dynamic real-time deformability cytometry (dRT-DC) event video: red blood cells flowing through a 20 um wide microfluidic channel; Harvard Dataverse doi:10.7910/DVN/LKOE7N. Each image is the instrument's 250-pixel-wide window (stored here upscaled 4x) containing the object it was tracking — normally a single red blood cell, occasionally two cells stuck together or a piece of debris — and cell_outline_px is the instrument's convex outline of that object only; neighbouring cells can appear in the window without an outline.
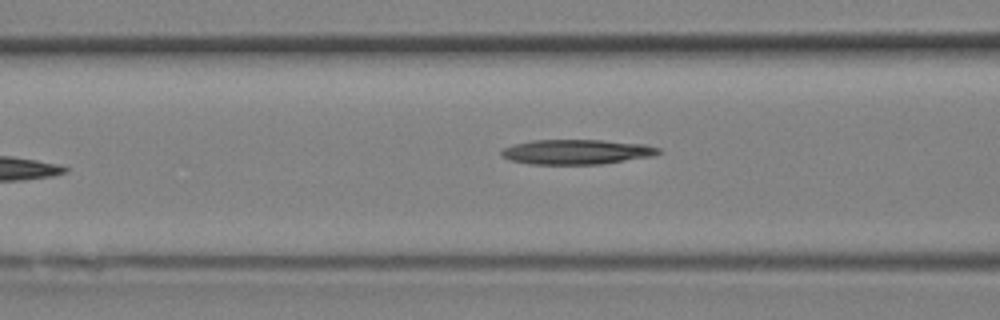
{"species": "Egyptian fruit bat (a non-hibernating species)", "species_latin": "Rousettus aegyptiacus", "temperature_condition": "room temperature", "stored_images_in_passage": 11, "camera_frame_rate_fps": 3000, "um_per_image_px": 0.085, "animal": {"sex": "female"}, "frame": {"image": 1, "passage_image": 11, "time_ms": 3.333, "image_size_px": [1000, 320], "cell_outline_px": [[660, 152], [652, 156], [600, 164], [528, 164], [508, 160], [500, 156], [500, 152], [504, 148], [516, 144], [532, 140], [600, 140], [644, 144], [660, 148]], "centroid_in_image_um": [48.96, 12.91], "position_along_channel_um": 117.6, "area_um2": 22.66}}